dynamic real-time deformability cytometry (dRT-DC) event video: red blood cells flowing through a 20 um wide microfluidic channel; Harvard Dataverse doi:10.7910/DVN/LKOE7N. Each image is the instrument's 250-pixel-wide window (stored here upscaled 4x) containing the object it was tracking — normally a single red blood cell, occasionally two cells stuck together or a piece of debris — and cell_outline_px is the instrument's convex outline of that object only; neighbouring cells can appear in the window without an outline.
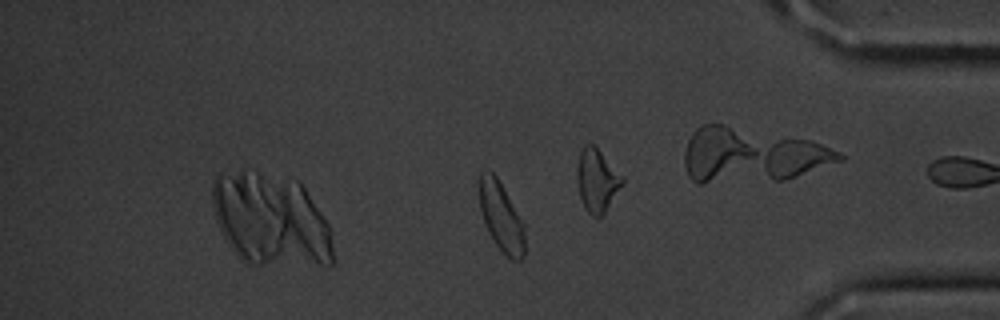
{"species": "common noctule bat (a hibernating species)", "species_latin": "Nyctalus noctula", "temperature_condition": "cold", "stored_images_in_passage": 38, "camera_frame_rate_fps": 3000, "um_per_image_px": 0.085, "animal": {"sex": "male", "body_mass_g": 20.1, "forearm_length_mm": 53.5}, "frame": {"image": 1, "passage_image": 38, "time_ms": 12.333, "image_size_px": [1000, 320], "cell_outline_px": [[524, 256], [520, 260], [512, 260], [492, 240], [484, 224], [480, 208], [480, 172], [484, 168], [492, 172], [496, 176], [524, 224]], "centroid_in_image_um": [42.59, 18.42], "position_along_channel_um": 392.6, "area_um2": 18.03}, "authors_computed_cell_mechanics": {"area_um2": 19.7098, "velocity_mm_per_s": 3.5574, "shape_relaxation_time_tau1_ms": 3.1736, "shape_relaxation_time_tau2_ms": 1.4618, "deformation_change_tau1": 0.0801, "deformation_change_tau2": 0.0586}}